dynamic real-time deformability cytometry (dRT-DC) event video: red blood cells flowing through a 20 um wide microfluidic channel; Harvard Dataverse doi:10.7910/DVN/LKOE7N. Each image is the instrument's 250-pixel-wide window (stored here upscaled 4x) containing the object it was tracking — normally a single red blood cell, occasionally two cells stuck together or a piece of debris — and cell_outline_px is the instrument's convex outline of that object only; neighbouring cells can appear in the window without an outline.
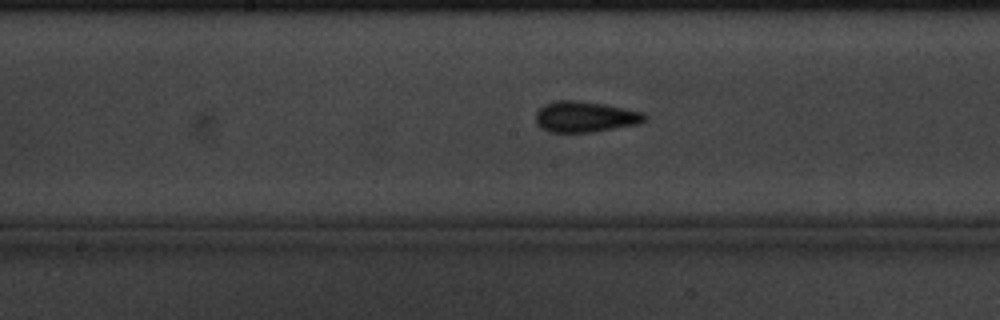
{"species": "common noctule bat (a hibernating species)", "species_latin": "Nyctalus noctula", "temperature_condition": "cold", "stored_images_in_passage": 45, "camera_frame_rate_fps": 3000, "um_per_image_px": 0.085, "animal": {"sex": "male", "body_mass_g": 20.1, "forearm_length_mm": 53.5}, "frame": {"image": 1, "passage_image": 22, "time_ms": 7.0, "image_size_px": [1000, 320], "cell_outline_px": [[648, 120], [640, 124], [592, 132], [548, 132], [540, 128], [536, 124], [536, 112], [544, 104], [556, 100], [576, 100], [604, 104], [640, 112], [648, 116]], "centroid_in_image_um": [49.72, 9.93], "position_along_channel_um": 198.5, "area_um2": 19.71}}
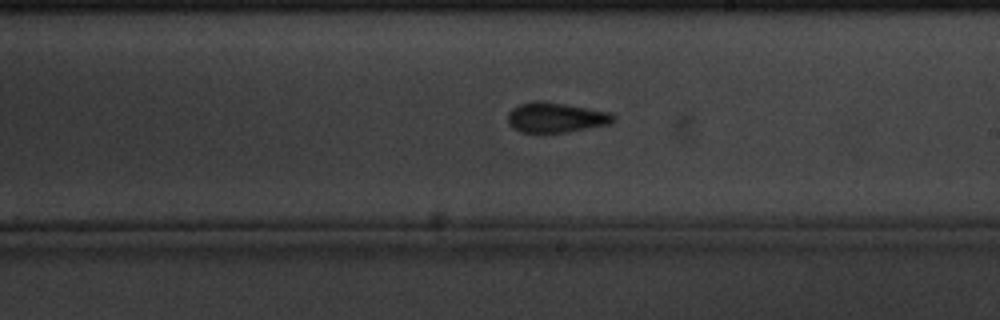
{"frame": {"image": 2, "passage_image": 26, "time_ms": 8.333, "image_size_px": [1000, 320], "cell_outline_px": [[616, 120], [608, 124], [568, 132], [520, 132], [512, 128], [508, 124], [508, 112], [516, 104], [532, 100], [544, 100], [612, 112], [616, 116]], "centroid_in_image_um": [47.23, 9.96], "position_along_channel_um": 241.8, "area_um2": 18.9}}
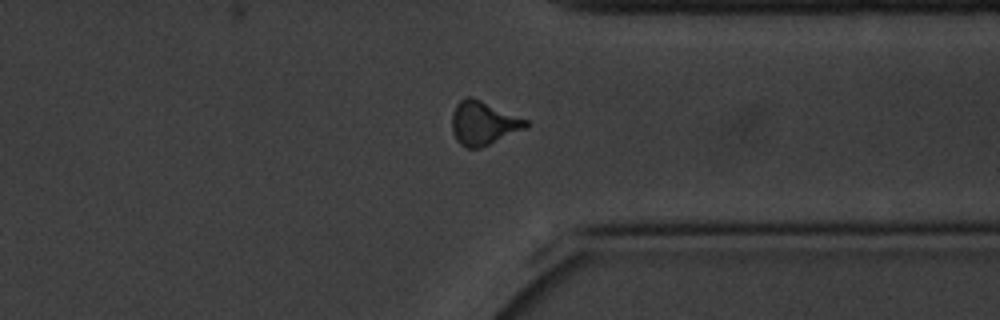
{"frame": {"image": 3, "passage_image": 38, "time_ms": 12.333, "image_size_px": [1000, 320], "cell_outline_px": [[532, 124], [528, 128], [480, 148], [464, 148], [456, 140], [452, 132], [452, 112], [456, 104], [464, 96], [472, 96], [528, 120]], "centroid_in_image_um": [41.09, 10.46], "position_along_channel_um": 370.3, "area_um2": 19.19}}